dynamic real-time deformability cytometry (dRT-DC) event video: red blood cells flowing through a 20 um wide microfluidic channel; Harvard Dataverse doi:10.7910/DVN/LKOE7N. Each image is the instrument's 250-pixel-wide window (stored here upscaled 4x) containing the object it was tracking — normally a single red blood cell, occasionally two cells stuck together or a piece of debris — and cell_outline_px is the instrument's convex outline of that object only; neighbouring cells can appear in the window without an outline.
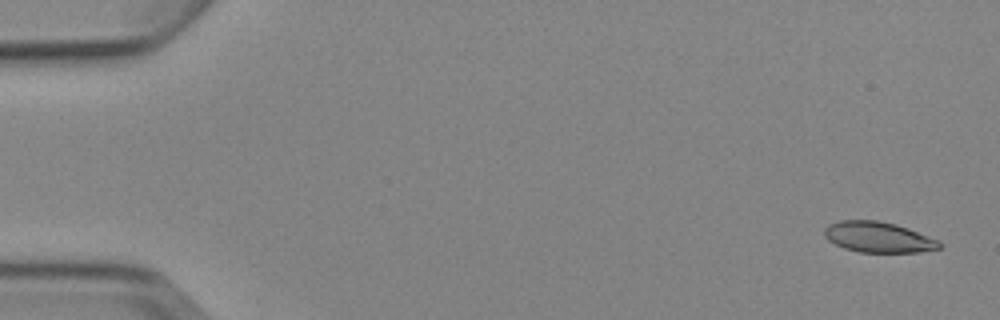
{"species": "Egyptian fruit bat (a non-hibernating species)", "species_latin": "Rousettus aegyptiacus", "temperature_condition": "cold", "stored_images_in_passage": 5, "camera_frame_rate_fps": 3000, "um_per_image_px": 0.085, "animal": {"sex": "female"}, "frame": {"image": 1, "passage_image": 1, "time_ms": 0.0, "image_size_px": [1000, 320], "cell_outline_px": [[940, 248], [920, 252], [860, 252], [844, 248], [828, 240], [824, 236], [824, 228], [828, 224], [840, 220], [880, 220], [896, 224], [908, 228], [940, 240]], "centroid_in_image_um": [74.65, 20.14], "position_along_channel_um": 10.4, "area_um2": 20.63}}
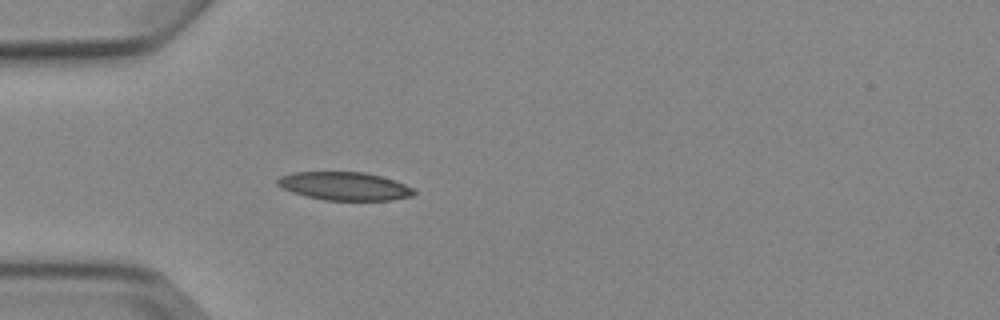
{"frame": {"image": 2, "passage_image": 5, "time_ms": 4.667, "image_size_px": [1000, 320], "cell_outline_px": [[416, 192], [412, 196], [392, 200], [324, 200], [292, 192], [276, 184], [276, 180], [280, 176], [292, 172], [364, 172], [380, 176], [404, 184], [412, 188]], "centroid_in_image_um": [29.26, 15.82], "position_along_channel_um": 55.7, "area_um2": 22.25}}